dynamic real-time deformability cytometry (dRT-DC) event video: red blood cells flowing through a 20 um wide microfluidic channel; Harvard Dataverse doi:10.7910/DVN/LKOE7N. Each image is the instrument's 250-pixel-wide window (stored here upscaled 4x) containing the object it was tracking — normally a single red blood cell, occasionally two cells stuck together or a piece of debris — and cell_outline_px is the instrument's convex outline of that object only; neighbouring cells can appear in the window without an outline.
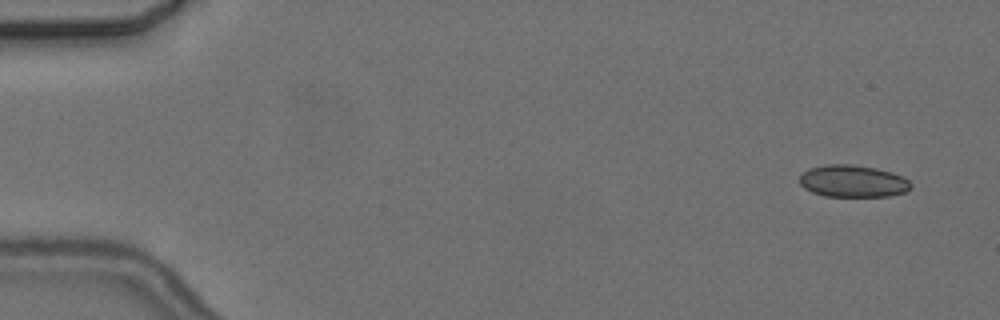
{"species": "common noctule bat (a hibernating species)", "species_latin": "Nyctalus noctula", "temperature_condition": "cold", "stored_images_in_passage": 8, "camera_frame_rate_fps": 3000, "um_per_image_px": 0.085, "animal": {"sex": "female", "body_mass_g": 24.6, "forearm_length_mm": 56.2}, "frame": {"image": 1, "passage_image": 1, "time_ms": 0.0, "image_size_px": [1000, 320], "cell_outline_px": [[912, 188], [904, 192], [888, 196], [824, 196], [812, 192], [804, 188], [800, 184], [800, 176], [808, 168], [828, 164], [852, 164], [876, 168], [892, 172], [904, 176], [912, 184]], "centroid_in_image_um": [72.51, 15.39], "position_along_channel_um": 12.5, "area_um2": 20.92}}
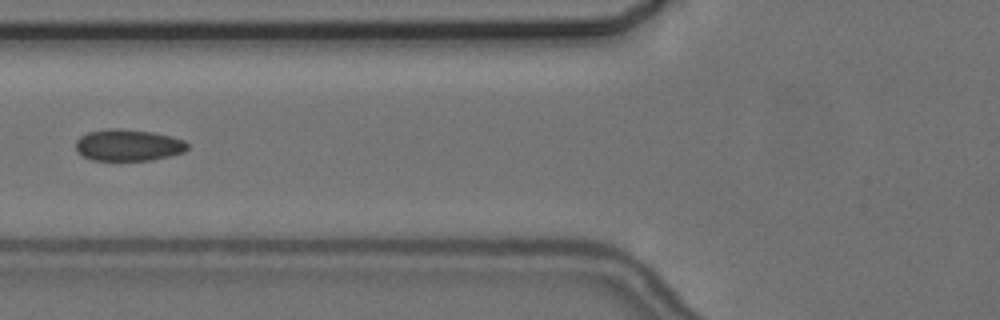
{"frame": {"image": 2, "passage_image": 6, "time_ms": 6.333, "image_size_px": [1000, 320], "cell_outline_px": [[188, 148], [184, 152], [152, 160], [92, 160], [84, 156], [76, 148], [76, 140], [80, 136], [88, 132], [108, 128], [120, 128], [152, 132], [172, 136], [184, 140], [188, 144]], "centroid_in_image_um": [10.91, 12.32], "position_along_channel_um": 114.9, "area_um2": 20.58}}
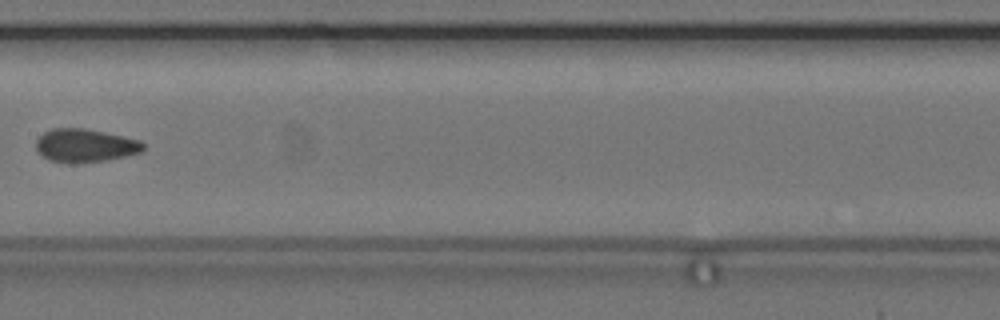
{"frame": {"image": 3, "passage_image": 8, "time_ms": 8.667, "image_size_px": [1000, 320], "cell_outline_px": [[144, 148], [140, 152], [108, 160], [72, 164], [48, 160], [36, 152], [36, 140], [44, 132], [52, 128], [84, 128], [104, 132], [140, 140], [144, 144]], "centroid_in_image_um": [7.19, 12.38], "position_along_channel_um": 200.2, "area_um2": 20.92}}